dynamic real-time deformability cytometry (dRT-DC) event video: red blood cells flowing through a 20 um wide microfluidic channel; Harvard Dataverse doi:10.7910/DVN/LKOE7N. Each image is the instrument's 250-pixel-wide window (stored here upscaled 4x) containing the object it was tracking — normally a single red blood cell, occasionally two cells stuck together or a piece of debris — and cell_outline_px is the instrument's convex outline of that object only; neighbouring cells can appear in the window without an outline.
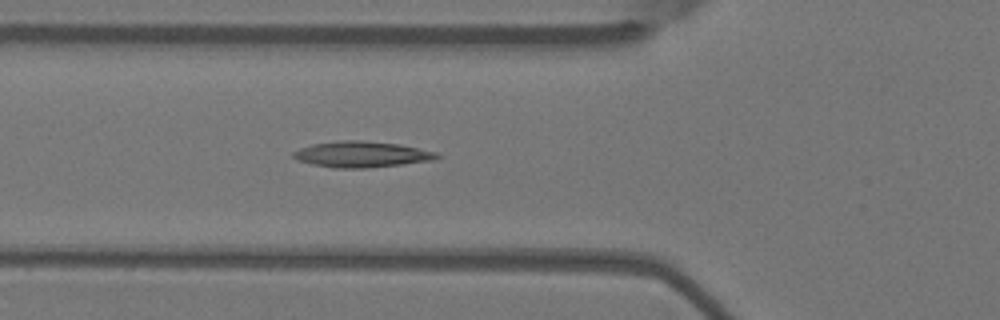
{"species": "Egyptian fruit bat (a non-hibernating species)", "species_latin": "Rousettus aegyptiacus", "temperature_condition": "warm", "stored_images_in_passage": 5, "camera_frame_rate_fps": 3000, "um_per_image_px": 0.085, "animal": {"sex": "female"}, "frame": {"image": 1, "passage_image": 5, "time_ms": 1.333, "image_size_px": [1000, 320], "cell_outline_px": [[444, 156], [436, 160], [404, 164], [368, 168], [332, 168], [312, 164], [296, 160], [292, 156], [292, 152], [300, 148], [312, 144], [340, 140], [360, 140], [400, 144], [436, 152]], "centroid_in_image_um": [30.76, 13.12], "position_along_channel_um": 95.0, "area_um2": 22.02}}